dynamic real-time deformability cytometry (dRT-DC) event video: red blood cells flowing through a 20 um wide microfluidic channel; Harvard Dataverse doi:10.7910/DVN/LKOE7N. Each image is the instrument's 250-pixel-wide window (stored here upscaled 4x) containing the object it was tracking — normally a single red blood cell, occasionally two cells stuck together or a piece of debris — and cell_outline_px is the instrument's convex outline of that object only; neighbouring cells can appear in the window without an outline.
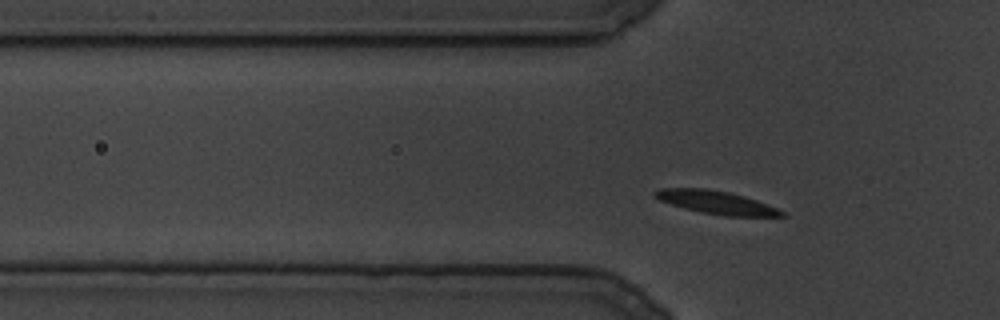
{"species": "common noctule bat (a hibernating species)", "species_latin": "Nyctalus noctula", "temperature_condition": "cold", "stored_images_in_passage": 87, "segment_of_instrument_passage": [1, 2], "camera_frame_rate_fps": 3000, "um_per_image_px": 0.085, "animal": {"sex": "male", "body_mass_g": 19.5, "forearm_length_mm": 54.6}, "frame": {"image": 1, "passage_image": 2, "time_ms": 0.333, "image_size_px": [1000, 320], "cell_outline_px": [[788, 216], [728, 216], [700, 212], [684, 208], [660, 200], [652, 196], [652, 192], [660, 188], [708, 188], [728, 192], [744, 196], [756, 200], [776, 208], [784, 212]], "centroid_in_image_um": [60.84, 17.19], "position_along_channel_um": 65.0, "area_um2": 16.99}}
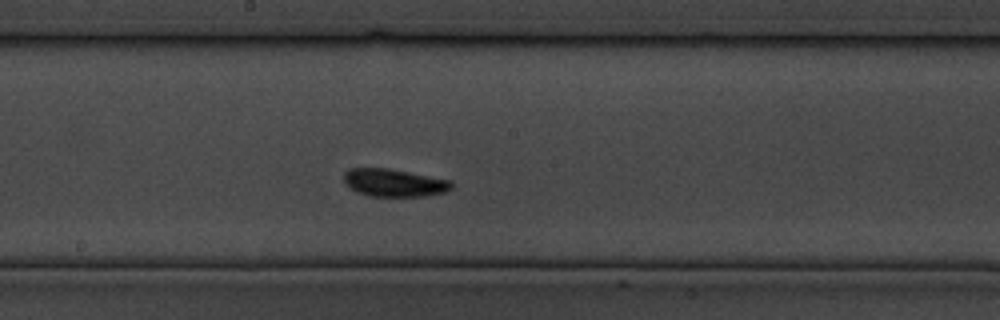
{"frame": {"image": 2, "passage_image": 30, "time_ms": 9.667, "image_size_px": [1000, 320], "cell_outline_px": [[452, 188], [444, 192], [420, 196], [368, 196], [356, 192], [348, 188], [344, 180], [344, 172], [348, 168], [388, 168], [452, 180]], "centroid_in_image_um": [33.45, 15.53], "position_along_channel_um": 214.7, "area_um2": 17.46}}
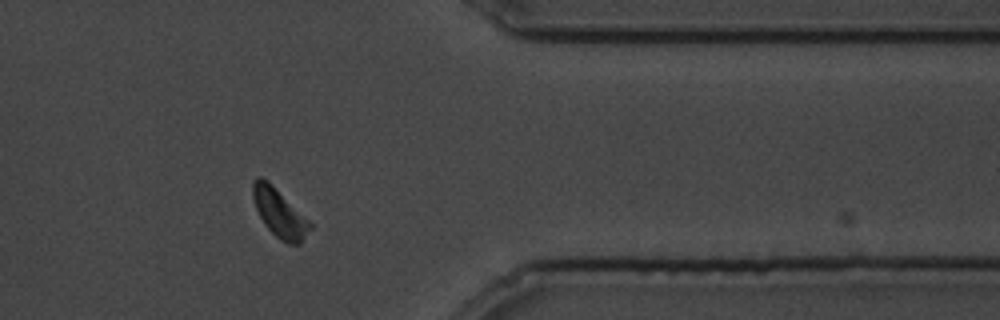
{"frame": {"image": 3, "passage_image": 64, "time_ms": 21.0, "image_size_px": [1000, 320], "cell_outline_px": [[312, 228], [300, 244], [288, 244], [280, 240], [264, 224], [256, 208], [252, 196], [252, 180], [256, 176], [260, 176], [268, 180], [312, 224]], "centroid_in_image_um": [23.73, 18.09], "position_along_channel_um": 387.7, "area_um2": 16.01}}